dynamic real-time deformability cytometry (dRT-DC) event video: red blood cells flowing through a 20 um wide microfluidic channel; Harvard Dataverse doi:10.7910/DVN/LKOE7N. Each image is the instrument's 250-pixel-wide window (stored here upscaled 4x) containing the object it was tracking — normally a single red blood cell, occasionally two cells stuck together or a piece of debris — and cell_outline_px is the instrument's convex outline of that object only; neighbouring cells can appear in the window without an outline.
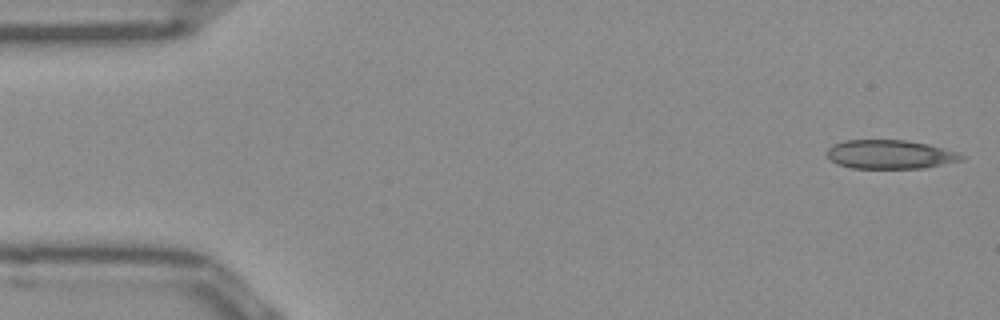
{"species": "Egyptian fruit bat (a non-hibernating species)", "species_latin": "Rousettus aegyptiacus", "temperature_condition": "room temperature", "stored_images_in_passage": 50, "camera_frame_rate_fps": 3000, "um_per_image_px": 0.085, "frame": {"image": 1, "passage_image": 1, "time_ms": 0.0, "image_size_px": [1000, 320], "cell_outline_px": [[968, 156], [964, 160], [924, 168], [852, 168], [836, 164], [828, 156], [828, 148], [832, 144], [844, 140], [904, 140], [928, 144], [960, 152]], "centroid_in_image_um": [75.71, 13.12], "position_along_channel_um": 9.3, "area_um2": 22.83}}
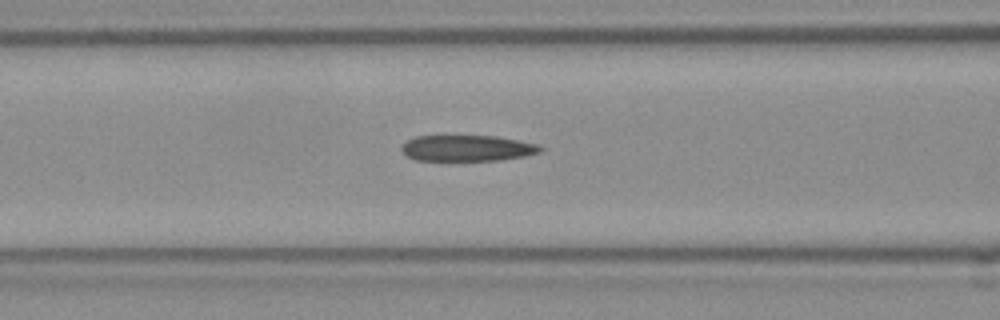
{"frame": {"image": 2, "passage_image": 19, "time_ms": 6.0, "image_size_px": [1000, 320], "cell_outline_px": [[544, 148], [540, 152], [524, 156], [500, 160], [416, 160], [408, 156], [400, 148], [408, 140], [416, 136], [496, 136], [540, 144]], "centroid_in_image_um": [39.76, 12.59], "position_along_channel_um": 126.8, "area_um2": 20.92}}
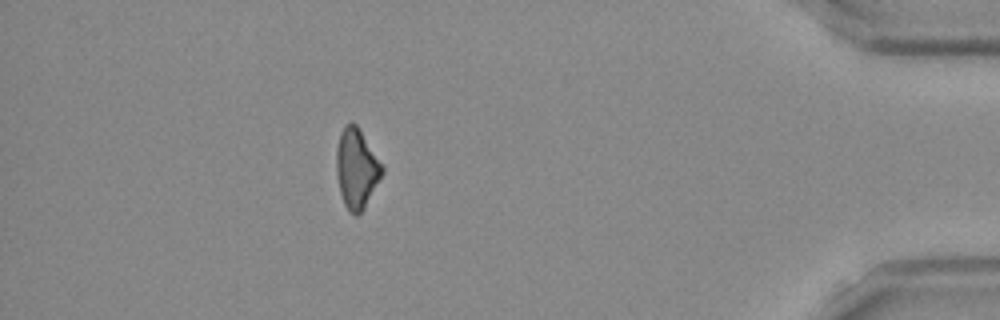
{"frame": {"image": 3, "passage_image": 44, "time_ms": 14.333, "image_size_px": [1000, 320], "cell_outline_px": [[384, 172], [364, 208], [356, 216], [348, 212], [344, 204], [340, 192], [336, 172], [336, 148], [340, 132], [344, 124], [352, 120], [356, 124], [384, 164]], "centroid_in_image_um": [30.31, 14.29], "position_along_channel_um": 404.9, "area_um2": 21.62}, "authors_computed_cell_mechanics": {"area_um2": 22.2819, "velocity_mm_per_s": 3.9667, "shape_relaxation_time_tau1_ms": null, "shape_relaxation_time_tau2_ms": 10.4669, "deformation_change_tau1": null, "deformation_change_tau2": 0.2609}}